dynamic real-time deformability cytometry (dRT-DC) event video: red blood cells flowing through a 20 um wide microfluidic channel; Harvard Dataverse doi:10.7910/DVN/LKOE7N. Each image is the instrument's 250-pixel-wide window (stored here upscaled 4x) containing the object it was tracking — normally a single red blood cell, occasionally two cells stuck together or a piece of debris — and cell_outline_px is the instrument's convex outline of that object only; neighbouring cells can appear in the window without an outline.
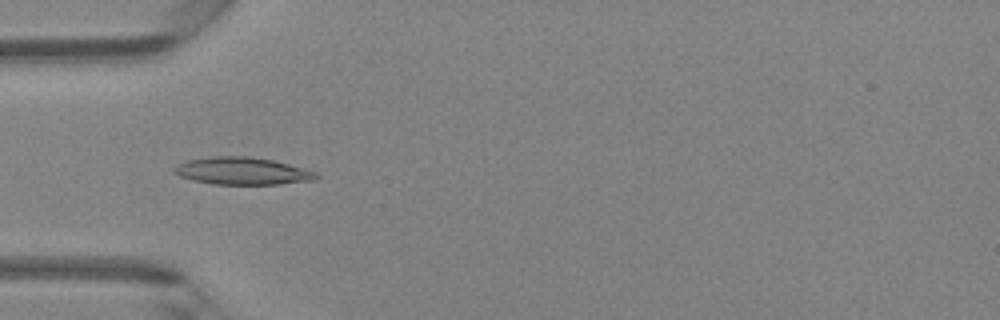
{"species": "Egyptian fruit bat (a non-hibernating species)", "species_latin": "Rousettus aegyptiacus", "temperature_condition": "room temperature", "stored_images_in_passage": 36, "camera_frame_rate_fps": 3000, "um_per_image_px": 0.085, "animal": {"sex": "female"}, "frame": {"image": 1, "passage_image": 4, "time_ms": 1.0, "image_size_px": [1000, 320], "cell_outline_px": [[320, 176], [316, 180], [280, 184], [212, 184], [192, 180], [180, 176], [172, 172], [172, 168], [176, 164], [188, 160], [212, 156], [248, 156], [272, 160], [288, 164], [316, 172]], "centroid_in_image_um": [20.56, 14.54], "position_along_channel_um": 64.4, "area_um2": 22.72}}
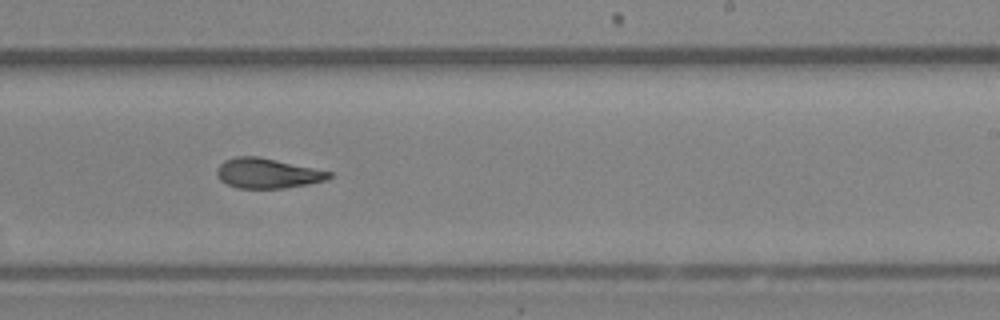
{"frame": {"image": 2, "passage_image": 18, "time_ms": 5.667, "image_size_px": [1000, 320], "cell_outline_px": [[332, 176], [328, 180], [308, 184], [284, 188], [236, 188], [220, 180], [216, 172], [216, 168], [224, 160], [236, 156], [256, 156], [276, 160], [332, 172]], "centroid_in_image_um": [22.72, 14.73], "position_along_channel_um": 266.3, "area_um2": 19.54}}
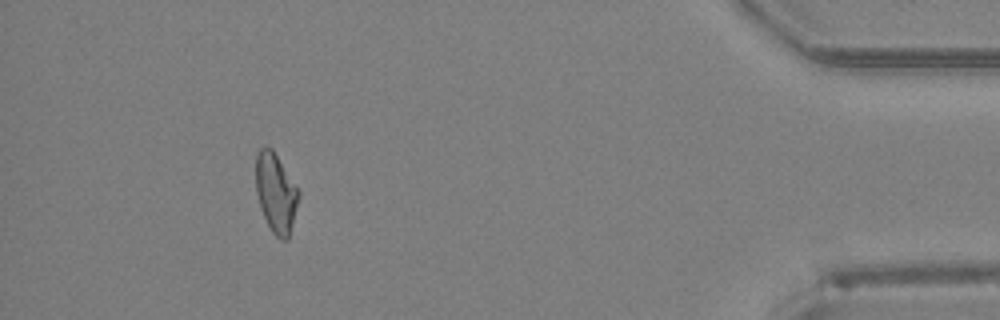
{"frame": {"image": 3, "passage_image": 32, "time_ms": 10.333, "image_size_px": [1000, 320], "cell_outline_px": [[300, 196], [288, 240], [280, 240], [272, 232], [260, 208], [256, 192], [256, 152], [260, 148], [272, 148], [300, 192]], "centroid_in_image_um": [23.45, 16.41], "position_along_channel_um": 411.8, "area_um2": 19.71}, "authors_computed_cell_mechanics": {"area_um2": 20.1433, "velocity_mm_per_s": 4.3602, "shape_relaxation_time_tau1_ms": 3.9951, "shape_relaxation_time_tau2_ms": 1.9357, "deformation_change_tau1": 0.1631, "deformation_change_tau2": 0.0894}}